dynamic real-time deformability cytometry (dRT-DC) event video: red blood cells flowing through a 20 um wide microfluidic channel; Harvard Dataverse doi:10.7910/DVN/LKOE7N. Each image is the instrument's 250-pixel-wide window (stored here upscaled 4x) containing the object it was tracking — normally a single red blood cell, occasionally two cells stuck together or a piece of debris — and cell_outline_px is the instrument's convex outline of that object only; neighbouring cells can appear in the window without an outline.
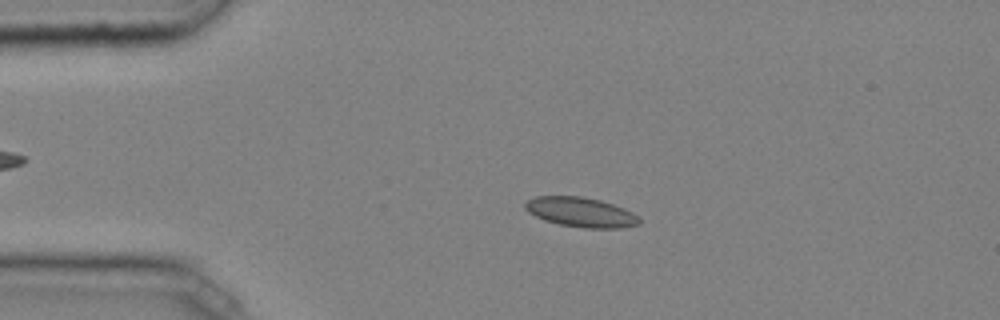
{"species": "common noctule bat (a hibernating species)", "species_latin": "Nyctalus noctula", "temperature_condition": "cold", "stored_images_in_passage": 47, "camera_frame_rate_fps": 3000, "um_per_image_px": 0.085, "animal": {"sex": "male", "body_mass_g": 20.4}, "frame": {"image": 1, "passage_image": 10, "time_ms": 3.0, "image_size_px": [1000, 320], "cell_outline_px": [[640, 224], [620, 228], [584, 228], [560, 224], [544, 220], [528, 212], [524, 208], [524, 204], [528, 200], [536, 196], [580, 196], [600, 200], [624, 208], [632, 212], [640, 220]], "centroid_in_image_um": [49.36, 18.03], "position_along_channel_um": 35.6, "area_um2": 19.65}}
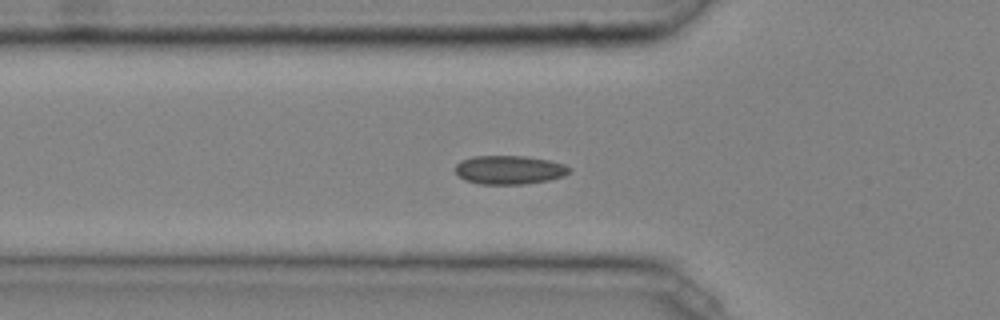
{"frame": {"image": 2, "passage_image": 16, "time_ms": 5.0, "image_size_px": [1000, 320], "cell_outline_px": [[572, 168], [564, 176], [548, 180], [524, 184], [480, 184], [464, 180], [456, 172], [456, 164], [460, 160], [472, 156], [524, 156], [548, 160], [564, 164]], "centroid_in_image_um": [43.28, 14.43], "position_along_channel_um": 82.5, "area_um2": 19.07}}
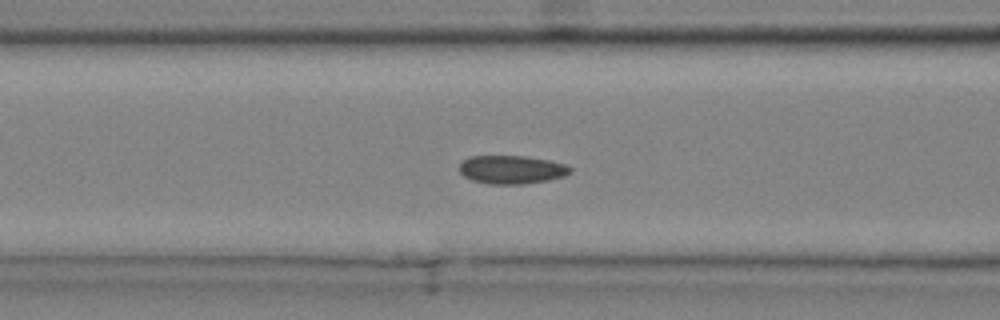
{"frame": {"image": 3, "passage_image": 19, "time_ms": 6.0, "image_size_px": [1000, 320], "cell_outline_px": [[572, 172], [564, 176], [548, 180], [524, 184], [488, 184], [472, 180], [464, 176], [460, 172], [460, 164], [468, 156], [524, 156], [548, 160], [564, 164], [572, 168]], "centroid_in_image_um": [43.49, 14.42], "position_along_channel_um": 123.1, "area_um2": 18.32}, "authors_computed_cell_mechanics": {"area_um2": 18.6116, "velocity_mm_per_s": 4.0383, "shape_relaxation_time_tau1_ms": null, "shape_relaxation_time_tau2_ms": 3.7922, "deformation_change_tau1": null, "deformation_change_tau2": 0.0349}}